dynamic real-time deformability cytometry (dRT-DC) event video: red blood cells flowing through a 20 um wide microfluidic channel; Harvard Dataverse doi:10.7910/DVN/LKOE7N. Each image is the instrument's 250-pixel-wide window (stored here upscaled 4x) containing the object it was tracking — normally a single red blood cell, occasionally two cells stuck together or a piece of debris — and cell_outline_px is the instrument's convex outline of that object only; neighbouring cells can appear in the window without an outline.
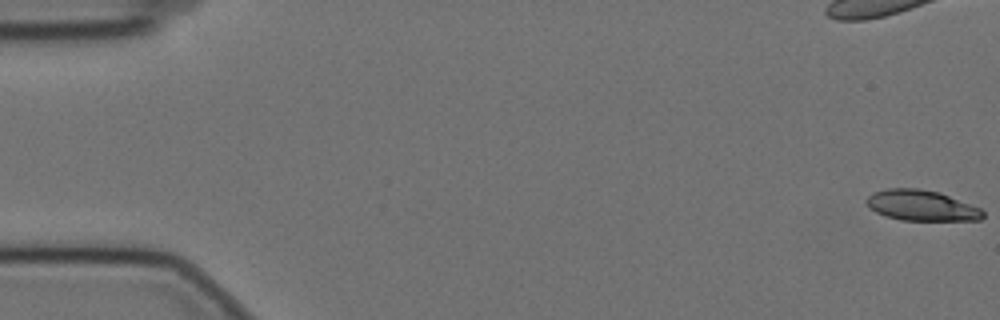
{"species": "Egyptian fruit bat (a non-hibernating species)", "species_latin": "Rousettus aegyptiacus", "temperature_condition": "cold", "stored_images_in_passage": 60, "camera_frame_rate_fps": 3000, "um_per_image_px": 0.085, "animal": {"sex": "female"}, "frame": {"image": 1, "passage_image": 1, "time_ms": 0.0, "image_size_px": [1000, 320], "cell_outline_px": [[984, 216], [980, 220], [900, 220], [884, 216], [868, 208], [864, 200], [872, 192], [888, 188], [920, 188], [940, 192], [980, 208], [984, 212]], "centroid_in_image_um": [78.27, 17.46], "position_along_channel_um": 6.7, "area_um2": 20.98}, "authors_computed_cell_mechanics": {"area_um2": 22.1374, "velocity_mm_per_s": 3.4725, "shape_relaxation_time_tau1_ms": null, "shape_relaxation_time_tau2_ms": 8.14, "deformation_change_tau1": null, "deformation_change_tau2": 0.1631}}